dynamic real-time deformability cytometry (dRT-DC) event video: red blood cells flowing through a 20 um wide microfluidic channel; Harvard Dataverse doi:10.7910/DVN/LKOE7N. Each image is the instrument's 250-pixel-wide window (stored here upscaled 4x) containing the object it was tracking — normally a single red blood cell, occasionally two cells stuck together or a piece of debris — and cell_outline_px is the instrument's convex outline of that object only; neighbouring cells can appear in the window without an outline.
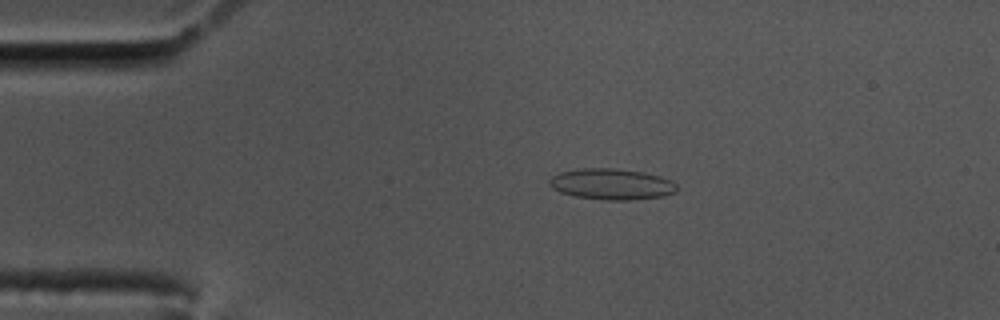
{"species": "common noctule bat (a hibernating species)", "species_latin": "Nyctalus noctula", "temperature_condition": "cold", "stored_images_in_passage": 52, "camera_frame_rate_fps": 3000, "um_per_image_px": 0.085, "animal": {"sex": "male", "body_mass_g": 17.5, "forearm_length_mm": 52.3}, "frame": {"image": 1, "passage_image": 6, "time_ms": 1.667, "image_size_px": [1000, 320], "cell_outline_px": [[676, 192], [664, 196], [632, 200], [604, 200], [576, 196], [560, 192], [552, 188], [548, 184], [548, 180], [552, 176], [560, 172], [584, 168], [616, 168], [644, 172], [660, 176], [672, 180], [676, 184]], "centroid_in_image_um": [51.99, 15.65], "position_along_channel_um": 33.0, "area_um2": 23.18}}
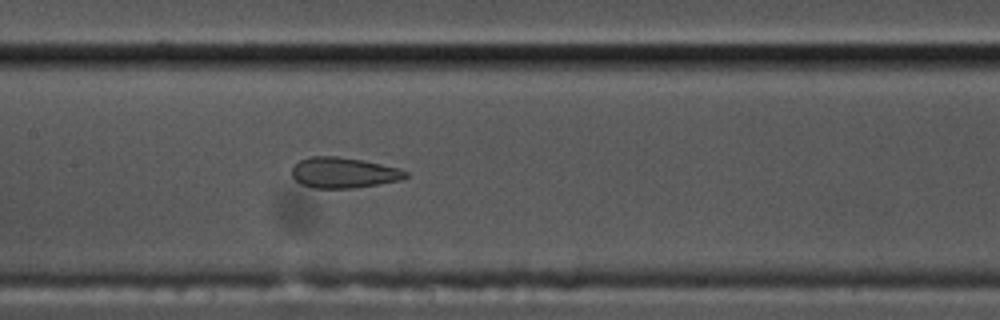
{"frame": {"image": 2, "passage_image": 22, "time_ms": 7.0, "image_size_px": [1000, 320], "cell_outline_px": [[408, 176], [400, 180], [352, 188], [312, 188], [300, 184], [292, 176], [292, 168], [300, 160], [312, 156], [336, 156], [360, 160], [400, 168], [408, 172]], "centroid_in_image_um": [29.19, 14.68], "position_along_channel_um": 178.2, "area_um2": 20.11}}
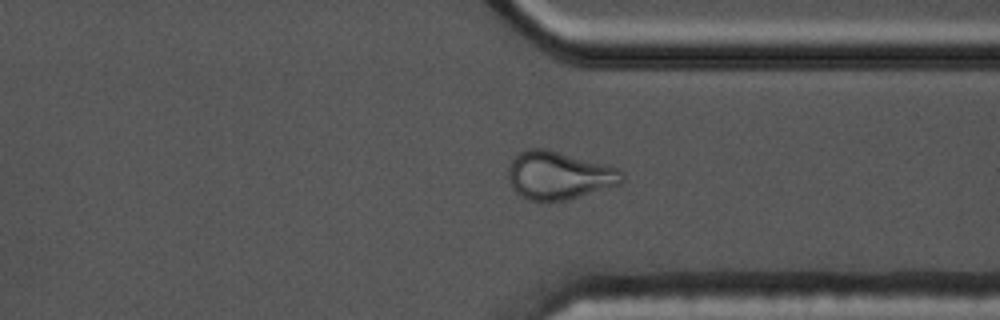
{"frame": {"image": 3, "passage_image": 38, "time_ms": 12.333, "image_size_px": [1000, 320], "cell_outline_px": [[624, 180], [620, 184], [564, 200], [528, 200], [520, 196], [512, 188], [508, 176], [508, 168], [512, 160], [524, 148], [548, 148], [604, 164], [616, 168], [624, 172]], "centroid_in_image_um": [47.48, 14.88], "position_along_channel_um": 363.9, "area_um2": 31.67}, "authors_computed_cell_mechanics": {"area_um2": 21.5883, "velocity_mm_per_s": 3.4801, "shape_relaxation_time_tau1_ms": null, "shape_relaxation_time_tau2_ms": 1.6183, "deformation_change_tau1": null, "deformation_change_tau2": 0.0916}}